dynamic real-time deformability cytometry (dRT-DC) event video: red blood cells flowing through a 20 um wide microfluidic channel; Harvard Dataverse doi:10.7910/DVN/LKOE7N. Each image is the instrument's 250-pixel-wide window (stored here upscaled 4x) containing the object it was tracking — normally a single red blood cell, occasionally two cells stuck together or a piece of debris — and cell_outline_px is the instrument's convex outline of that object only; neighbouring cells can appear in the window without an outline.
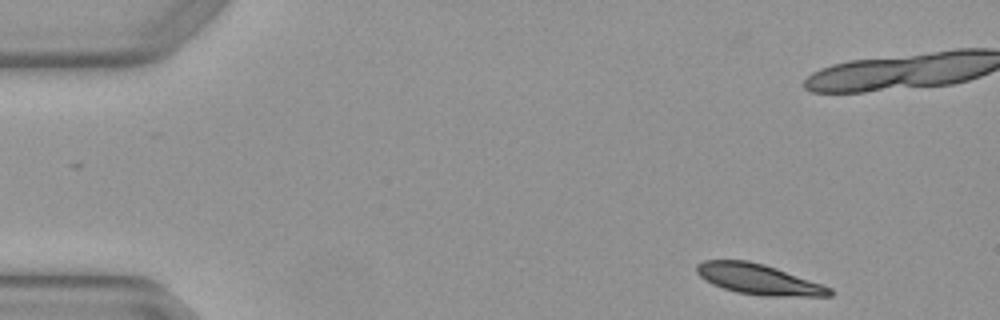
{"species": "Egyptian fruit bat (a non-hibernating species)", "species_latin": "Rousettus aegyptiacus", "temperature_condition": "warm", "stored_images_in_passage": 7, "camera_frame_rate_fps": 3000, "um_per_image_px": 0.085, "animal": {"sex": "female"}, "frame": {"image": 1, "passage_image": 1, "time_ms": 0.0, "image_size_px": [1000, 320], "cell_outline_px": [[832, 296], [760, 296], [736, 292], [712, 284], [704, 280], [696, 272], [696, 264], [704, 260], [748, 260], [764, 264], [776, 268], [832, 288]], "centroid_in_image_um": [64.44, 23.74], "position_along_channel_um": 20.6, "area_um2": 23.52}}
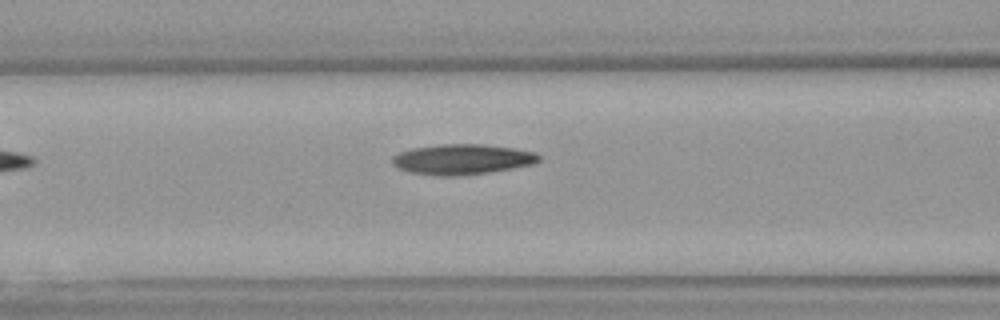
{"frame": {"image": 2, "passage_image": 7, "time_ms": 2.0, "image_size_px": [1000, 320], "cell_outline_px": [[540, 160], [536, 164], [488, 172], [456, 176], [440, 176], [408, 172], [396, 168], [392, 164], [392, 156], [400, 152], [412, 148], [440, 144], [484, 144], [512, 148], [536, 152], [540, 156]], "centroid_in_image_um": [39.27, 13.54], "position_along_channel_um": 127.3, "area_um2": 26.07}}